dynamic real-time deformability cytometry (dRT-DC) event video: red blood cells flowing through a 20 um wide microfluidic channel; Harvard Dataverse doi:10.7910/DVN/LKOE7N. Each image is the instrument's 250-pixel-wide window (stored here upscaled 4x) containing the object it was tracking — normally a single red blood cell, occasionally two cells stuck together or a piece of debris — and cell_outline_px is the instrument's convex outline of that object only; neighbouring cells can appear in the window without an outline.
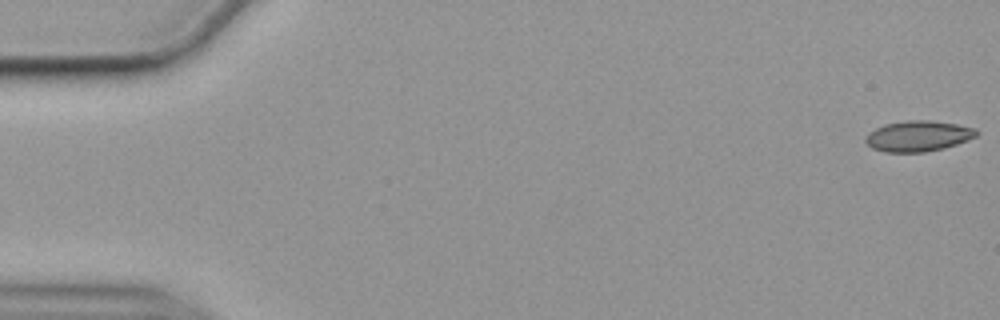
{"species": "common noctule bat (a hibernating species)", "species_latin": "Nyctalus noctula", "temperature_condition": "cold", "stored_images_in_passage": 56, "camera_frame_rate_fps": 3000, "um_per_image_px": 0.085, "animal": {"sex": "female", "body_mass_g": 19.9}, "frame": {"image": 1, "passage_image": 1, "time_ms": 0.0, "image_size_px": [1000, 320], "cell_outline_px": [[980, 132], [976, 136], [968, 140], [944, 148], [924, 152], [884, 152], [872, 148], [864, 140], [864, 136], [868, 132], [884, 124], [908, 120], [928, 120], [956, 124], [976, 128]], "centroid_in_image_um": [78.03, 11.56], "position_along_channel_um": 7.0, "area_um2": 19.94}}
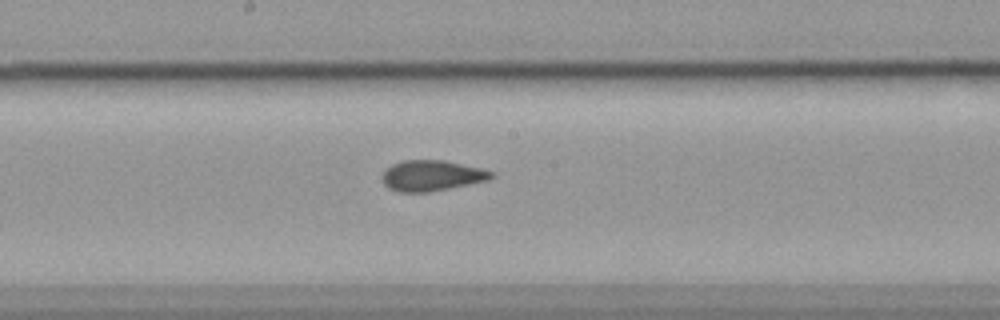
{"frame": {"image": 2, "passage_image": 30, "time_ms": 9.667, "image_size_px": [1000, 320], "cell_outline_px": [[496, 176], [488, 180], [428, 192], [400, 192], [388, 188], [380, 180], [380, 176], [384, 168], [392, 164], [404, 160], [444, 160], [480, 168], [496, 172]], "centroid_in_image_um": [36.65, 14.92], "position_along_channel_um": 211.5, "area_um2": 19.71}}
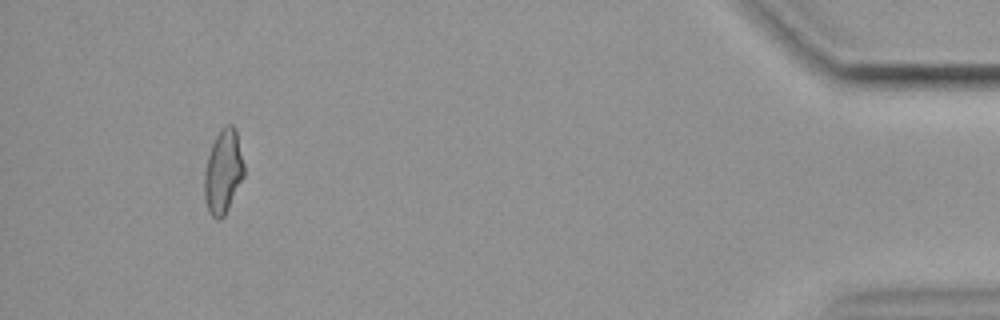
{"frame": {"image": 3, "passage_image": 53, "time_ms": 17.333, "image_size_px": [1000, 320], "cell_outline_px": [[244, 176], [224, 216], [220, 220], [216, 220], [208, 212], [204, 196], [204, 168], [212, 144], [220, 128], [228, 124], [232, 124], [236, 128], [244, 164]], "centroid_in_image_um": [18.96, 14.58], "position_along_channel_um": 416.2, "area_um2": 19.54}, "authors_computed_cell_mechanics": {"area_um2": 19.5942, "velocity_mm_per_s": 3.555, "shape_relaxation_time_tau1_ms": null, "shape_relaxation_time_tau2_ms": 2.0008, "deformation_change_tau1": null, "deformation_change_tau2": 0.0545}}